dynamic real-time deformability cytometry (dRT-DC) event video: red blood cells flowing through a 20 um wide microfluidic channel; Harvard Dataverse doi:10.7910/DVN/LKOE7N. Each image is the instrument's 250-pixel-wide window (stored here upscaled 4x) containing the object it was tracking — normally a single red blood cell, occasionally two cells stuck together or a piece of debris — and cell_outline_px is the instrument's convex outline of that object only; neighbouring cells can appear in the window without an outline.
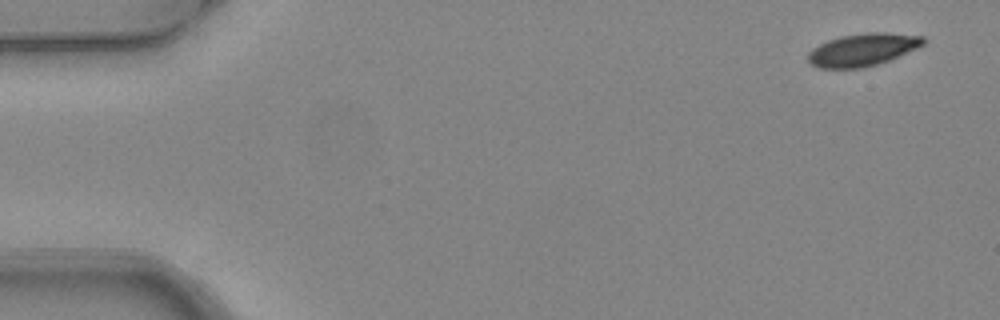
{"species": "common noctule bat (a hibernating species)", "species_latin": "Nyctalus noctula", "temperature_condition": "warm", "stored_images_in_passage": 3, "camera_frame_rate_fps": 3000, "um_per_image_px": 0.085, "animal": {"sex": "female", "body_mass_g": 24.6, "forearm_length_mm": 56.2}, "frame": {"image": 1, "passage_image": 1, "time_ms": 0.0, "image_size_px": [1000, 320], "cell_outline_px": [[928, 40], [924, 44], [916, 48], [888, 60], [864, 68], [816, 68], [808, 60], [808, 52], [812, 48], [828, 40], [840, 36], [864, 32], [884, 32], [924, 36]], "centroid_in_image_um": [73.32, 4.21], "position_along_channel_um": 11.7, "area_um2": 21.91}}
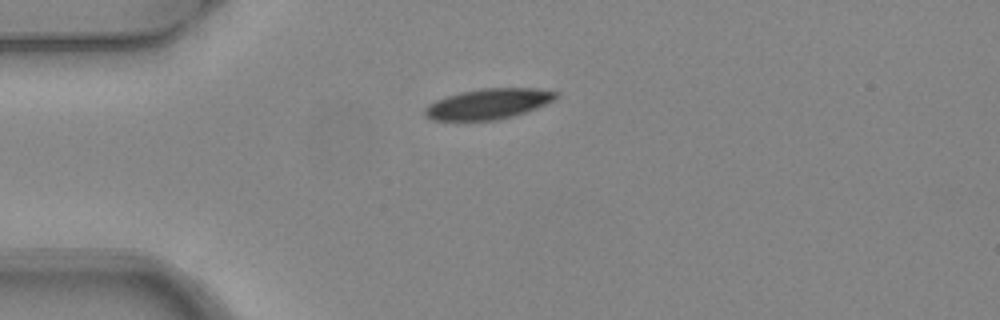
{"frame": {"image": 2, "passage_image": 3, "time_ms": 0.667, "image_size_px": [1000, 320], "cell_outline_px": [[560, 96], [556, 100], [536, 108], [500, 120], [432, 120], [424, 116], [424, 108], [428, 104], [436, 100], [460, 92], [480, 88], [536, 88], [560, 92]], "centroid_in_image_um": [41.54, 8.82], "position_along_channel_um": 43.5, "area_um2": 23.47}}